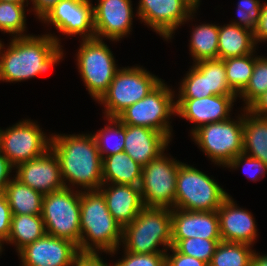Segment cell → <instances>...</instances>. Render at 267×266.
Here are the masks:
<instances>
[{
	"mask_svg": "<svg viewBox=\"0 0 267 266\" xmlns=\"http://www.w3.org/2000/svg\"><path fill=\"white\" fill-rule=\"evenodd\" d=\"M60 44L51 33L12 37L7 49L0 41V81L20 82L42 75L63 58Z\"/></svg>",
	"mask_w": 267,
	"mask_h": 266,
	"instance_id": "cell-1",
	"label": "cell"
},
{
	"mask_svg": "<svg viewBox=\"0 0 267 266\" xmlns=\"http://www.w3.org/2000/svg\"><path fill=\"white\" fill-rule=\"evenodd\" d=\"M50 148L59 159L66 188L80 186L81 191L99 190L103 184L102 158L92 133L51 135Z\"/></svg>",
	"mask_w": 267,
	"mask_h": 266,
	"instance_id": "cell-2",
	"label": "cell"
},
{
	"mask_svg": "<svg viewBox=\"0 0 267 266\" xmlns=\"http://www.w3.org/2000/svg\"><path fill=\"white\" fill-rule=\"evenodd\" d=\"M81 252L116 254L122 242L123 227L113 218L99 190L81 191Z\"/></svg>",
	"mask_w": 267,
	"mask_h": 266,
	"instance_id": "cell-3",
	"label": "cell"
},
{
	"mask_svg": "<svg viewBox=\"0 0 267 266\" xmlns=\"http://www.w3.org/2000/svg\"><path fill=\"white\" fill-rule=\"evenodd\" d=\"M122 245L132 253H166L172 246L171 209L144 207L123 227ZM159 245L164 248H157Z\"/></svg>",
	"mask_w": 267,
	"mask_h": 266,
	"instance_id": "cell-4",
	"label": "cell"
},
{
	"mask_svg": "<svg viewBox=\"0 0 267 266\" xmlns=\"http://www.w3.org/2000/svg\"><path fill=\"white\" fill-rule=\"evenodd\" d=\"M163 79L140 66L120 68L107 91L98 100L105 107L106 118H116L123 110L142 100Z\"/></svg>",
	"mask_w": 267,
	"mask_h": 266,
	"instance_id": "cell-5",
	"label": "cell"
},
{
	"mask_svg": "<svg viewBox=\"0 0 267 266\" xmlns=\"http://www.w3.org/2000/svg\"><path fill=\"white\" fill-rule=\"evenodd\" d=\"M229 194L204 172L181 162L177 173L175 208L217 211Z\"/></svg>",
	"mask_w": 267,
	"mask_h": 266,
	"instance_id": "cell-6",
	"label": "cell"
},
{
	"mask_svg": "<svg viewBox=\"0 0 267 266\" xmlns=\"http://www.w3.org/2000/svg\"><path fill=\"white\" fill-rule=\"evenodd\" d=\"M164 82L163 80L142 100L127 107L116 118L126 125L154 129L171 140L172 126L169 119L176 114V94Z\"/></svg>",
	"mask_w": 267,
	"mask_h": 266,
	"instance_id": "cell-7",
	"label": "cell"
},
{
	"mask_svg": "<svg viewBox=\"0 0 267 266\" xmlns=\"http://www.w3.org/2000/svg\"><path fill=\"white\" fill-rule=\"evenodd\" d=\"M80 194L81 190L66 187L44 194L42 219L46 234L80 244Z\"/></svg>",
	"mask_w": 267,
	"mask_h": 266,
	"instance_id": "cell-8",
	"label": "cell"
},
{
	"mask_svg": "<svg viewBox=\"0 0 267 266\" xmlns=\"http://www.w3.org/2000/svg\"><path fill=\"white\" fill-rule=\"evenodd\" d=\"M103 40L105 39H82L76 56L78 72L95 101L107 91L119 70L111 50Z\"/></svg>",
	"mask_w": 267,
	"mask_h": 266,
	"instance_id": "cell-9",
	"label": "cell"
},
{
	"mask_svg": "<svg viewBox=\"0 0 267 266\" xmlns=\"http://www.w3.org/2000/svg\"><path fill=\"white\" fill-rule=\"evenodd\" d=\"M200 126L192 133L199 148L219 166L226 165L243 153V114Z\"/></svg>",
	"mask_w": 267,
	"mask_h": 266,
	"instance_id": "cell-10",
	"label": "cell"
},
{
	"mask_svg": "<svg viewBox=\"0 0 267 266\" xmlns=\"http://www.w3.org/2000/svg\"><path fill=\"white\" fill-rule=\"evenodd\" d=\"M181 162L162 153L142 168L140 191L145 207L175 208L177 173Z\"/></svg>",
	"mask_w": 267,
	"mask_h": 266,
	"instance_id": "cell-11",
	"label": "cell"
},
{
	"mask_svg": "<svg viewBox=\"0 0 267 266\" xmlns=\"http://www.w3.org/2000/svg\"><path fill=\"white\" fill-rule=\"evenodd\" d=\"M48 137L36 122L25 119L5 130L0 129L1 153L16 167L49 150L51 136Z\"/></svg>",
	"mask_w": 267,
	"mask_h": 266,
	"instance_id": "cell-12",
	"label": "cell"
},
{
	"mask_svg": "<svg viewBox=\"0 0 267 266\" xmlns=\"http://www.w3.org/2000/svg\"><path fill=\"white\" fill-rule=\"evenodd\" d=\"M196 9L190 0H139L137 16L168 41L181 24L193 19Z\"/></svg>",
	"mask_w": 267,
	"mask_h": 266,
	"instance_id": "cell-13",
	"label": "cell"
},
{
	"mask_svg": "<svg viewBox=\"0 0 267 266\" xmlns=\"http://www.w3.org/2000/svg\"><path fill=\"white\" fill-rule=\"evenodd\" d=\"M90 0H60L39 20L68 36L95 38L93 4Z\"/></svg>",
	"mask_w": 267,
	"mask_h": 266,
	"instance_id": "cell-14",
	"label": "cell"
},
{
	"mask_svg": "<svg viewBox=\"0 0 267 266\" xmlns=\"http://www.w3.org/2000/svg\"><path fill=\"white\" fill-rule=\"evenodd\" d=\"M15 169L16 179L43 194L65 188L59 159L51 148L37 158L18 164Z\"/></svg>",
	"mask_w": 267,
	"mask_h": 266,
	"instance_id": "cell-15",
	"label": "cell"
},
{
	"mask_svg": "<svg viewBox=\"0 0 267 266\" xmlns=\"http://www.w3.org/2000/svg\"><path fill=\"white\" fill-rule=\"evenodd\" d=\"M78 252L72 241L45 234L22 248L18 256L21 266H72Z\"/></svg>",
	"mask_w": 267,
	"mask_h": 266,
	"instance_id": "cell-16",
	"label": "cell"
},
{
	"mask_svg": "<svg viewBox=\"0 0 267 266\" xmlns=\"http://www.w3.org/2000/svg\"><path fill=\"white\" fill-rule=\"evenodd\" d=\"M95 38L119 41L130 34L133 25L131 0H98L93 6Z\"/></svg>",
	"mask_w": 267,
	"mask_h": 266,
	"instance_id": "cell-17",
	"label": "cell"
},
{
	"mask_svg": "<svg viewBox=\"0 0 267 266\" xmlns=\"http://www.w3.org/2000/svg\"><path fill=\"white\" fill-rule=\"evenodd\" d=\"M237 95H212L200 99H176V115L195 124L191 134L200 126L230 118Z\"/></svg>",
	"mask_w": 267,
	"mask_h": 266,
	"instance_id": "cell-18",
	"label": "cell"
},
{
	"mask_svg": "<svg viewBox=\"0 0 267 266\" xmlns=\"http://www.w3.org/2000/svg\"><path fill=\"white\" fill-rule=\"evenodd\" d=\"M217 214L222 241L254 244L258 236L256 221L251 212L237 206L232 196L223 200Z\"/></svg>",
	"mask_w": 267,
	"mask_h": 266,
	"instance_id": "cell-19",
	"label": "cell"
},
{
	"mask_svg": "<svg viewBox=\"0 0 267 266\" xmlns=\"http://www.w3.org/2000/svg\"><path fill=\"white\" fill-rule=\"evenodd\" d=\"M172 239H221L217 211L171 209Z\"/></svg>",
	"mask_w": 267,
	"mask_h": 266,
	"instance_id": "cell-20",
	"label": "cell"
},
{
	"mask_svg": "<svg viewBox=\"0 0 267 266\" xmlns=\"http://www.w3.org/2000/svg\"><path fill=\"white\" fill-rule=\"evenodd\" d=\"M170 141L165 134L154 129L125 124L124 152L141 166L164 153Z\"/></svg>",
	"mask_w": 267,
	"mask_h": 266,
	"instance_id": "cell-21",
	"label": "cell"
},
{
	"mask_svg": "<svg viewBox=\"0 0 267 266\" xmlns=\"http://www.w3.org/2000/svg\"><path fill=\"white\" fill-rule=\"evenodd\" d=\"M99 191L109 212L122 227L130 224L145 207L139 186L103 183Z\"/></svg>",
	"mask_w": 267,
	"mask_h": 266,
	"instance_id": "cell-22",
	"label": "cell"
},
{
	"mask_svg": "<svg viewBox=\"0 0 267 266\" xmlns=\"http://www.w3.org/2000/svg\"><path fill=\"white\" fill-rule=\"evenodd\" d=\"M254 32L235 24L219 26L218 59L241 57L255 53Z\"/></svg>",
	"mask_w": 267,
	"mask_h": 266,
	"instance_id": "cell-23",
	"label": "cell"
},
{
	"mask_svg": "<svg viewBox=\"0 0 267 266\" xmlns=\"http://www.w3.org/2000/svg\"><path fill=\"white\" fill-rule=\"evenodd\" d=\"M142 168L127 153L120 152L102 159L103 183L140 186Z\"/></svg>",
	"mask_w": 267,
	"mask_h": 266,
	"instance_id": "cell-24",
	"label": "cell"
},
{
	"mask_svg": "<svg viewBox=\"0 0 267 266\" xmlns=\"http://www.w3.org/2000/svg\"><path fill=\"white\" fill-rule=\"evenodd\" d=\"M243 154L267 165V117L243 110Z\"/></svg>",
	"mask_w": 267,
	"mask_h": 266,
	"instance_id": "cell-25",
	"label": "cell"
},
{
	"mask_svg": "<svg viewBox=\"0 0 267 266\" xmlns=\"http://www.w3.org/2000/svg\"><path fill=\"white\" fill-rule=\"evenodd\" d=\"M4 193L12 215H42L43 193L22 184L15 177L9 181Z\"/></svg>",
	"mask_w": 267,
	"mask_h": 266,
	"instance_id": "cell-26",
	"label": "cell"
},
{
	"mask_svg": "<svg viewBox=\"0 0 267 266\" xmlns=\"http://www.w3.org/2000/svg\"><path fill=\"white\" fill-rule=\"evenodd\" d=\"M45 234L42 215H12L10 234L6 243L14 245L18 253Z\"/></svg>",
	"mask_w": 267,
	"mask_h": 266,
	"instance_id": "cell-27",
	"label": "cell"
},
{
	"mask_svg": "<svg viewBox=\"0 0 267 266\" xmlns=\"http://www.w3.org/2000/svg\"><path fill=\"white\" fill-rule=\"evenodd\" d=\"M218 35L219 26L216 24L195 25L189 41V51L195 63L218 59Z\"/></svg>",
	"mask_w": 267,
	"mask_h": 266,
	"instance_id": "cell-28",
	"label": "cell"
},
{
	"mask_svg": "<svg viewBox=\"0 0 267 266\" xmlns=\"http://www.w3.org/2000/svg\"><path fill=\"white\" fill-rule=\"evenodd\" d=\"M246 243L224 242L217 245L209 266H251L253 246Z\"/></svg>",
	"mask_w": 267,
	"mask_h": 266,
	"instance_id": "cell-29",
	"label": "cell"
},
{
	"mask_svg": "<svg viewBox=\"0 0 267 266\" xmlns=\"http://www.w3.org/2000/svg\"><path fill=\"white\" fill-rule=\"evenodd\" d=\"M255 59L254 53L224 59L228 85L237 96L249 83L253 74Z\"/></svg>",
	"mask_w": 267,
	"mask_h": 266,
	"instance_id": "cell-30",
	"label": "cell"
},
{
	"mask_svg": "<svg viewBox=\"0 0 267 266\" xmlns=\"http://www.w3.org/2000/svg\"><path fill=\"white\" fill-rule=\"evenodd\" d=\"M107 120L109 125L93 134L102 159L124 152L125 124L121 123L117 118H107Z\"/></svg>",
	"mask_w": 267,
	"mask_h": 266,
	"instance_id": "cell-31",
	"label": "cell"
},
{
	"mask_svg": "<svg viewBox=\"0 0 267 266\" xmlns=\"http://www.w3.org/2000/svg\"><path fill=\"white\" fill-rule=\"evenodd\" d=\"M194 65L206 75L207 93L236 95L228 85L224 60H202L194 63Z\"/></svg>",
	"mask_w": 267,
	"mask_h": 266,
	"instance_id": "cell-32",
	"label": "cell"
},
{
	"mask_svg": "<svg viewBox=\"0 0 267 266\" xmlns=\"http://www.w3.org/2000/svg\"><path fill=\"white\" fill-rule=\"evenodd\" d=\"M26 3L0 1V31L13 37L28 36L26 33Z\"/></svg>",
	"mask_w": 267,
	"mask_h": 266,
	"instance_id": "cell-33",
	"label": "cell"
},
{
	"mask_svg": "<svg viewBox=\"0 0 267 266\" xmlns=\"http://www.w3.org/2000/svg\"><path fill=\"white\" fill-rule=\"evenodd\" d=\"M221 239H204V238H188V239H172V247L179 253L200 259L210 264L215 249Z\"/></svg>",
	"mask_w": 267,
	"mask_h": 266,
	"instance_id": "cell-34",
	"label": "cell"
},
{
	"mask_svg": "<svg viewBox=\"0 0 267 266\" xmlns=\"http://www.w3.org/2000/svg\"><path fill=\"white\" fill-rule=\"evenodd\" d=\"M267 91V58L256 56L253 74L245 89L237 96L243 98L247 109L260 95Z\"/></svg>",
	"mask_w": 267,
	"mask_h": 266,
	"instance_id": "cell-35",
	"label": "cell"
},
{
	"mask_svg": "<svg viewBox=\"0 0 267 266\" xmlns=\"http://www.w3.org/2000/svg\"><path fill=\"white\" fill-rule=\"evenodd\" d=\"M182 79L177 94L178 99H200L212 96V93H207L206 75L194 64Z\"/></svg>",
	"mask_w": 267,
	"mask_h": 266,
	"instance_id": "cell-36",
	"label": "cell"
},
{
	"mask_svg": "<svg viewBox=\"0 0 267 266\" xmlns=\"http://www.w3.org/2000/svg\"><path fill=\"white\" fill-rule=\"evenodd\" d=\"M259 0H239L237 15L239 21H231L239 27L255 32L261 16L262 4Z\"/></svg>",
	"mask_w": 267,
	"mask_h": 266,
	"instance_id": "cell-37",
	"label": "cell"
},
{
	"mask_svg": "<svg viewBox=\"0 0 267 266\" xmlns=\"http://www.w3.org/2000/svg\"><path fill=\"white\" fill-rule=\"evenodd\" d=\"M240 165H242L243 169L246 168L244 170L245 174H247L248 178L254 182L260 180L261 178H264V175L267 174V165L265 163H263L259 159L249 157L243 153L233 158L226 165V168L235 170L239 167L241 168Z\"/></svg>",
	"mask_w": 267,
	"mask_h": 266,
	"instance_id": "cell-38",
	"label": "cell"
},
{
	"mask_svg": "<svg viewBox=\"0 0 267 266\" xmlns=\"http://www.w3.org/2000/svg\"><path fill=\"white\" fill-rule=\"evenodd\" d=\"M114 266H166V253H132L124 250L123 258Z\"/></svg>",
	"mask_w": 267,
	"mask_h": 266,
	"instance_id": "cell-39",
	"label": "cell"
},
{
	"mask_svg": "<svg viewBox=\"0 0 267 266\" xmlns=\"http://www.w3.org/2000/svg\"><path fill=\"white\" fill-rule=\"evenodd\" d=\"M12 211L4 191H0V248L3 249L4 242H7L10 234Z\"/></svg>",
	"mask_w": 267,
	"mask_h": 266,
	"instance_id": "cell-40",
	"label": "cell"
},
{
	"mask_svg": "<svg viewBox=\"0 0 267 266\" xmlns=\"http://www.w3.org/2000/svg\"><path fill=\"white\" fill-rule=\"evenodd\" d=\"M168 250L172 254L166 253V266H209L200 259L177 252L172 246Z\"/></svg>",
	"mask_w": 267,
	"mask_h": 266,
	"instance_id": "cell-41",
	"label": "cell"
},
{
	"mask_svg": "<svg viewBox=\"0 0 267 266\" xmlns=\"http://www.w3.org/2000/svg\"><path fill=\"white\" fill-rule=\"evenodd\" d=\"M99 253L100 252L79 251L74 257L72 266H110L103 261V259L99 256Z\"/></svg>",
	"mask_w": 267,
	"mask_h": 266,
	"instance_id": "cell-42",
	"label": "cell"
},
{
	"mask_svg": "<svg viewBox=\"0 0 267 266\" xmlns=\"http://www.w3.org/2000/svg\"><path fill=\"white\" fill-rule=\"evenodd\" d=\"M254 39L256 45L258 42L267 41V3L265 2L262 4L261 16L254 32Z\"/></svg>",
	"mask_w": 267,
	"mask_h": 266,
	"instance_id": "cell-43",
	"label": "cell"
},
{
	"mask_svg": "<svg viewBox=\"0 0 267 266\" xmlns=\"http://www.w3.org/2000/svg\"><path fill=\"white\" fill-rule=\"evenodd\" d=\"M15 167L10 161L0 153V191H4L9 181L12 179L10 173Z\"/></svg>",
	"mask_w": 267,
	"mask_h": 266,
	"instance_id": "cell-44",
	"label": "cell"
},
{
	"mask_svg": "<svg viewBox=\"0 0 267 266\" xmlns=\"http://www.w3.org/2000/svg\"><path fill=\"white\" fill-rule=\"evenodd\" d=\"M252 114L258 117H267V91L260 95L248 108Z\"/></svg>",
	"mask_w": 267,
	"mask_h": 266,
	"instance_id": "cell-45",
	"label": "cell"
},
{
	"mask_svg": "<svg viewBox=\"0 0 267 266\" xmlns=\"http://www.w3.org/2000/svg\"><path fill=\"white\" fill-rule=\"evenodd\" d=\"M33 4V11L40 19L46 12H48L60 0H31Z\"/></svg>",
	"mask_w": 267,
	"mask_h": 266,
	"instance_id": "cell-46",
	"label": "cell"
},
{
	"mask_svg": "<svg viewBox=\"0 0 267 266\" xmlns=\"http://www.w3.org/2000/svg\"><path fill=\"white\" fill-rule=\"evenodd\" d=\"M251 266H267V254L260 255V253L254 252L251 257Z\"/></svg>",
	"mask_w": 267,
	"mask_h": 266,
	"instance_id": "cell-47",
	"label": "cell"
},
{
	"mask_svg": "<svg viewBox=\"0 0 267 266\" xmlns=\"http://www.w3.org/2000/svg\"><path fill=\"white\" fill-rule=\"evenodd\" d=\"M0 1H10V2H15V3H25L26 1L27 5L29 4L28 0H0Z\"/></svg>",
	"mask_w": 267,
	"mask_h": 266,
	"instance_id": "cell-48",
	"label": "cell"
},
{
	"mask_svg": "<svg viewBox=\"0 0 267 266\" xmlns=\"http://www.w3.org/2000/svg\"><path fill=\"white\" fill-rule=\"evenodd\" d=\"M197 8L200 6V1L201 0H190Z\"/></svg>",
	"mask_w": 267,
	"mask_h": 266,
	"instance_id": "cell-49",
	"label": "cell"
}]
</instances>
